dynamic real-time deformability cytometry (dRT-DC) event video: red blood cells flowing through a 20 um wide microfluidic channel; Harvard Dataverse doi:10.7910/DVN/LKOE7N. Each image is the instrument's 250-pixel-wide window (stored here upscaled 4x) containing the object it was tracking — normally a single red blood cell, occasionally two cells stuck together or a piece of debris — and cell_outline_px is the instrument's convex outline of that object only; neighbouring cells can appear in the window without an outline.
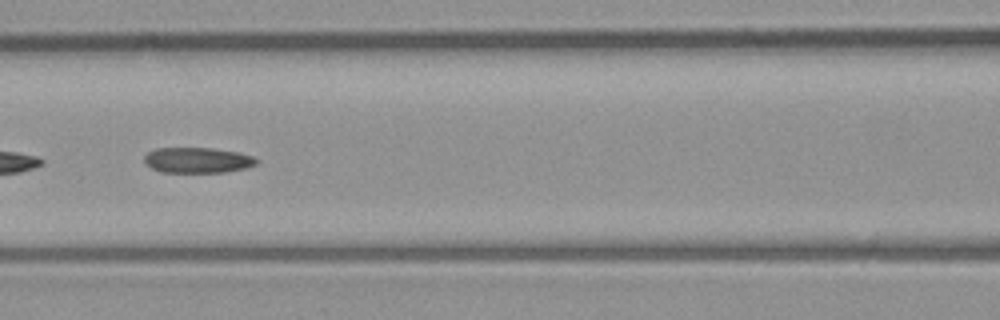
{"species": "common noctule bat (a hibernating species)", "species_latin": "Nyctalus noctula", "temperature_condition": "room temperature", "stored_images_in_passage": 50, "camera_frame_rate_fps": 3000, "um_per_image_px": 0.085, "animal": {"sex": "male", "body_mass_g": 23.1, "forearm_length_mm": 52.7}, "frame": {"image": 1, "passage_image": 22, "time_ms": 7.0, "image_size_px": [1000, 320], "cell_outline_px": [[260, 160], [256, 164], [248, 168], [224, 172], [160, 172], [144, 164], [144, 156], [148, 152], [156, 148], [212, 148], [240, 152], [252, 156]], "centroid_in_image_um": [16.8, 13.61], "position_along_channel_um": 149.8, "area_um2": 16.88}}
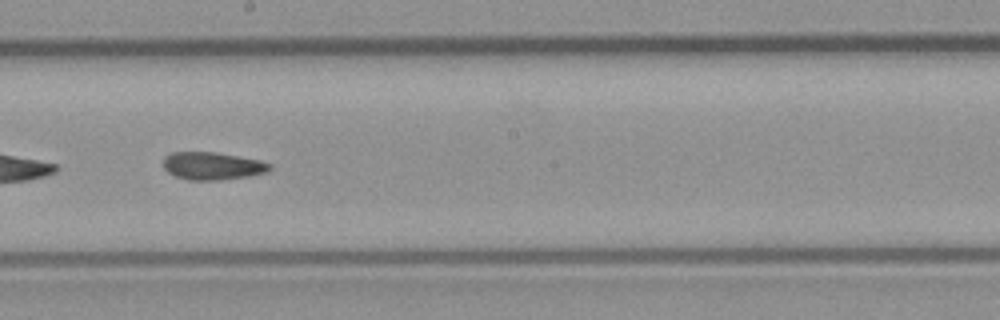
{"frame": {"image": 2, "passage_image": 28, "time_ms": 9.0, "image_size_px": [1000, 320], "cell_outline_px": [[272, 168], [268, 172], [248, 176], [220, 180], [188, 180], [176, 176], [168, 172], [164, 168], [164, 156], [172, 152], [216, 152], [260, 160], [272, 164]], "centroid_in_image_um": [18.08, 14.1], "position_along_channel_um": 230.1, "area_um2": 17.22}}
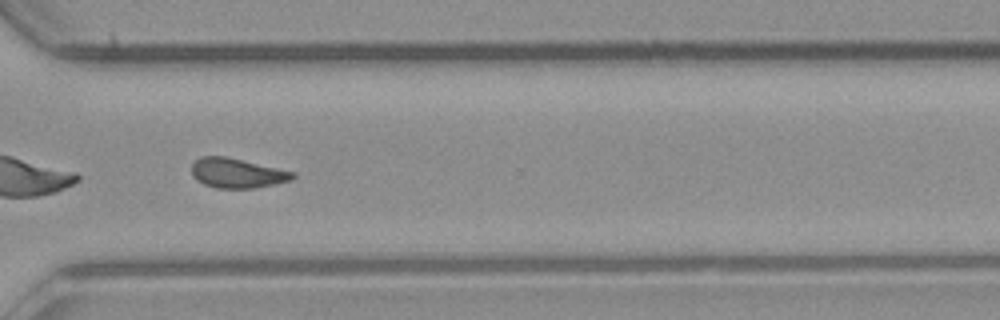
{"frame": {"image": 3, "passage_image": 37, "time_ms": 12.0, "image_size_px": [1000, 320], "cell_outline_px": [[296, 176], [292, 180], [252, 188], [216, 188], [204, 184], [196, 180], [192, 176], [192, 164], [200, 156], [224, 156], [296, 172]], "centroid_in_image_um": [20.14, 14.71], "position_along_channel_um": 350.5, "area_um2": 17.4}, "authors_computed_cell_mechanics": {"area_um2": 17.5712, "velocity_mm_per_s": 4.0339, "shape_relaxation_time_tau1_ms": null, "shape_relaxation_time_tau2_ms": 3.7858, "deformation_change_tau1": null, "deformation_change_tau2": 0.112}}